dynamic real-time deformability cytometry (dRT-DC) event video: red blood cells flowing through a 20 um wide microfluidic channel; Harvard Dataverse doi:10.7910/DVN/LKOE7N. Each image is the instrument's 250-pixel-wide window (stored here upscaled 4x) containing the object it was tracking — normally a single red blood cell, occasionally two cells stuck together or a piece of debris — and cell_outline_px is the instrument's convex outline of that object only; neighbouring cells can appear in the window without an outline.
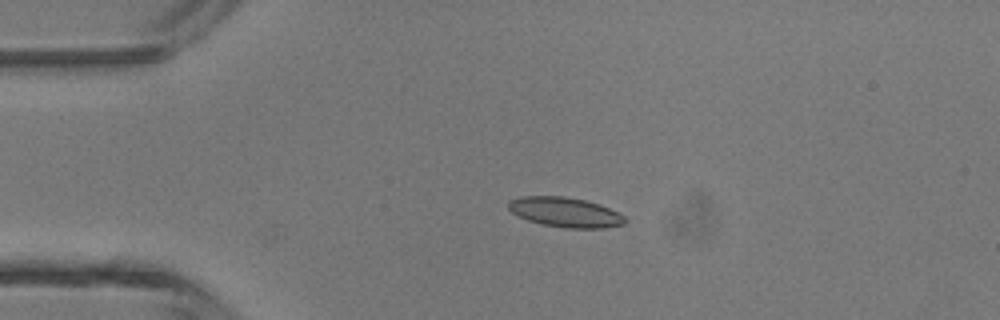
{"species": "common noctule bat (a hibernating species)", "species_latin": "Nyctalus noctula", "temperature_condition": "room temperature", "stored_images_in_passage": 5, "camera_frame_rate_fps": 3000, "um_per_image_px": 0.085, "animal": {"sex": "male", "body_mass_g": 13.3}, "frame": {"image": 1, "passage_image": 3, "time_ms": 0.667, "image_size_px": [1000, 320], "cell_outline_px": [[628, 220], [624, 224], [604, 228], [564, 228], [544, 224], [528, 220], [512, 212], [508, 208], [508, 200], [520, 196], [564, 196], [584, 200], [600, 204], [624, 216]], "centroid_in_image_um": [48.04, 18.03], "position_along_channel_um": 37.0, "area_um2": 20.17}}
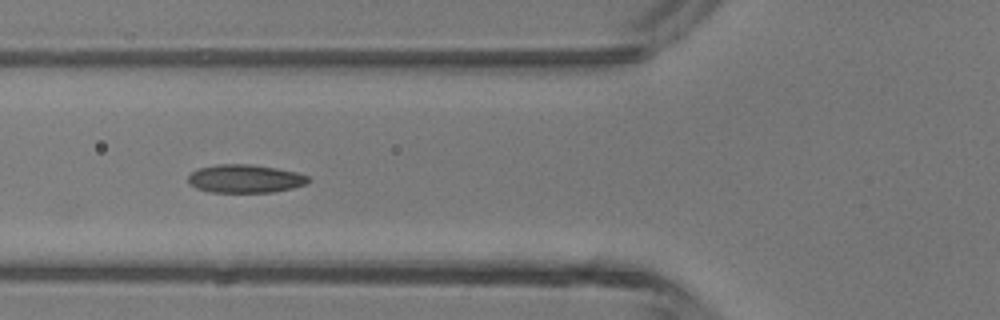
{"frame": {"image": 2, "passage_image": 5, "time_ms": 1.333, "image_size_px": [1000, 320], "cell_outline_px": [[312, 180], [308, 184], [292, 188], [272, 192], [208, 192], [196, 188], [188, 184], [188, 176], [196, 168], [216, 164], [252, 164], [276, 168], [296, 172], [308, 176]], "centroid_in_image_um": [20.82, 15.18], "position_along_channel_um": 105.0, "area_um2": 20.06}}